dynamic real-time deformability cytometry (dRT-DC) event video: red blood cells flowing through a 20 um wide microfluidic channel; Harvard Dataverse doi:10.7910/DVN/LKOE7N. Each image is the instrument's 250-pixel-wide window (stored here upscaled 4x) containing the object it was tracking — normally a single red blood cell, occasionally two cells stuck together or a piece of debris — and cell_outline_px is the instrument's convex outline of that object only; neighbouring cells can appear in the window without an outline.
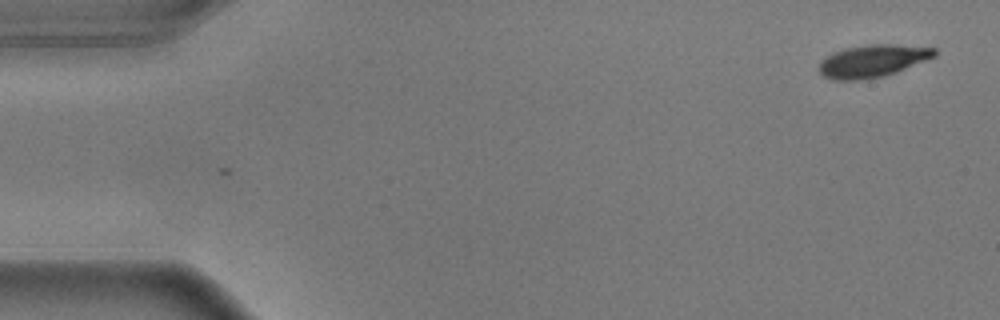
{"species": "common noctule bat (a hibernating species)", "species_latin": "Nyctalus noctula", "temperature_condition": "warm", "stored_images_in_passage": 2, "camera_frame_rate_fps": 3000, "um_per_image_px": 0.085, "animal": {"sex": "male", "body_mass_g": 17.9}, "frame": {"image": 1, "passage_image": 1, "time_ms": 0.0, "image_size_px": [1000, 320], "cell_outline_px": [[936, 56], [896, 72], [884, 76], [856, 80], [832, 80], [824, 76], [820, 72], [820, 60], [832, 52], [844, 48], [868, 44], [892, 44], [936, 48]], "centroid_in_image_um": [74.15, 5.17], "position_along_channel_um": 10.9, "area_um2": 21.79}}